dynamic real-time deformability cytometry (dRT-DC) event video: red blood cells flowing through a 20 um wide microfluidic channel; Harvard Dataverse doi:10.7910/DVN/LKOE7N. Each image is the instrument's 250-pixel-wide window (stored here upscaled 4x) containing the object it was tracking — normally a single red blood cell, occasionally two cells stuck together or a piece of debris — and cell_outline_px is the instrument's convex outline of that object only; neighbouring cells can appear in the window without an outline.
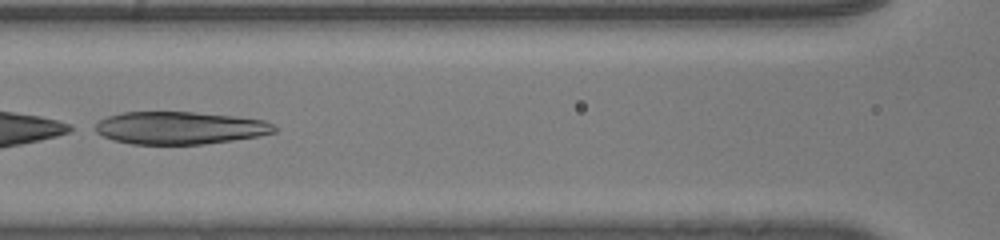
{"species": "human", "species_latin": "Homo sapiens", "temperature_condition": "room temperature", "stored_images_in_passage": 33, "camera_frame_rate_fps": 3000, "um_per_image_px": 0.085, "donor": {"sex": "male"}, "frame": {"image": 1, "passage_image": 10, "time_ms": 3.0, "image_size_px": [1000, 240], "cell_outline_px": [[276, 132], [256, 136], [232, 140], [204, 144], [132, 144], [112, 140], [96, 132], [96, 124], [100, 120], [108, 116], [124, 112], [196, 112], [232, 116], [264, 120], [272, 124], [276, 128]], "centroid_in_image_um": [15.27, 10.87], "position_along_channel_um": 151.3, "area_um2": 33.76}}
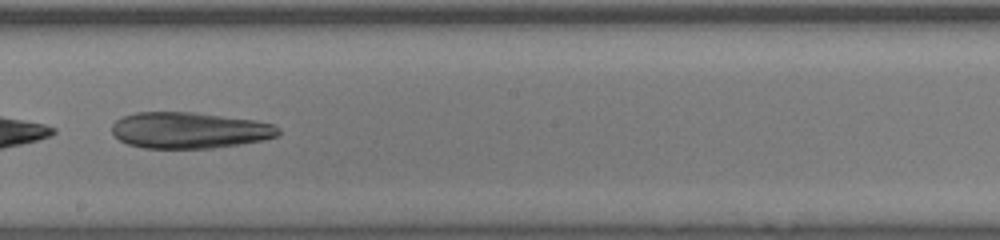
{"frame": {"image": 2, "passage_image": 16, "time_ms": 5.0, "image_size_px": [1000, 240], "cell_outline_px": [[280, 132], [276, 136], [264, 140], [240, 144], [212, 148], [144, 148], [128, 144], [120, 140], [112, 132], [112, 124], [116, 120], [124, 116], [136, 112], [196, 112], [256, 120], [272, 124], [280, 128]], "centroid_in_image_um": [16.11, 11.07], "position_along_channel_um": 232.1, "area_um2": 35.2}}
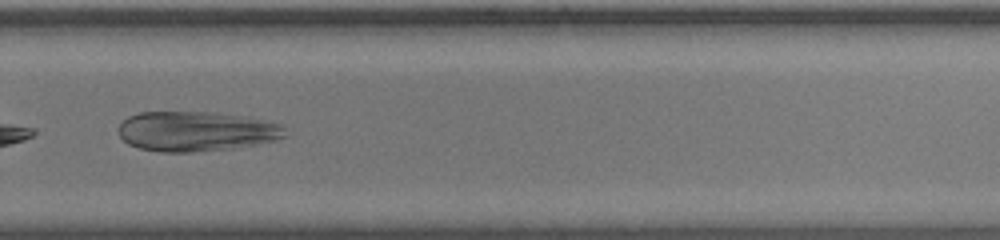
{"frame": {"image": 3, "passage_image": 22, "time_ms": 7.0, "image_size_px": [1000, 240], "cell_outline_px": [[288, 136], [276, 140], [256, 144], [228, 148], [192, 152], [160, 152], [140, 148], [128, 144], [120, 136], [120, 124], [128, 116], [140, 112], [208, 112], [240, 116], [264, 120], [280, 124], [284, 128]], "centroid_in_image_um": [16.67, 11.16], "position_along_channel_um": 313.1, "area_um2": 38.38}, "authors_computed_cell_mechanics": {"area_um2": 43.6968, "velocity_mm_per_s": 4.0563, "shape_relaxation_time_tau1_ms": 1.5464, "shape_relaxation_time_tau2_ms": null, "deformation_change_tau1": 0.2226, "deformation_change_tau2": null}}